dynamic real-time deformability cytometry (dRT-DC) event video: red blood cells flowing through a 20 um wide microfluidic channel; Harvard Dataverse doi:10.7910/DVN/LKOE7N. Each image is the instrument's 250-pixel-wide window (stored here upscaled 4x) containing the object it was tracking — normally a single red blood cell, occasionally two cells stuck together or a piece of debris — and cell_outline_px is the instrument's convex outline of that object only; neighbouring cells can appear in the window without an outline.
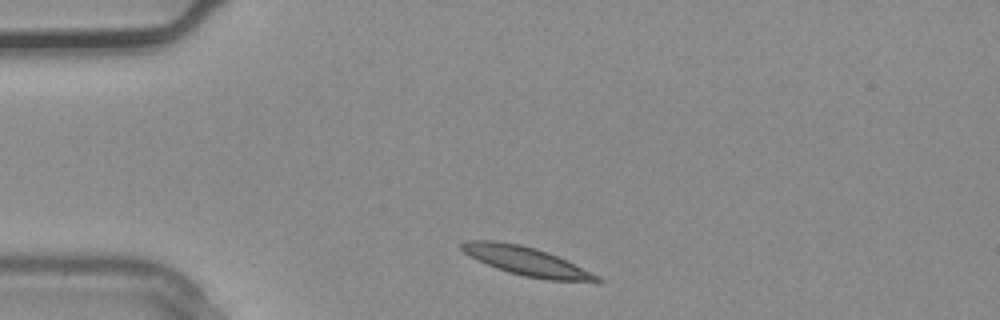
{"species": "common noctule bat (a hibernating species)", "species_latin": "Nyctalus noctula", "temperature_condition": "warm", "stored_images_in_passage": 1, "camera_frame_rate_fps": 3000, "um_per_image_px": 0.085, "animal": {"sex": "male", "body_mass_g": 20.4}, "frame": {"image": 1, "passage_image": 1, "time_ms": 0.0, "image_size_px": [1000, 320], "cell_outline_px": [[604, 280], [600, 284], [548, 280], [524, 276], [508, 272], [496, 268], [464, 252], [460, 248], [460, 244], [464, 240], [496, 240], [520, 244], [536, 248], [548, 252], [600, 276]], "centroid_in_image_um": [44.85, 22.23], "position_along_channel_um": 40.1, "area_um2": 22.95}}